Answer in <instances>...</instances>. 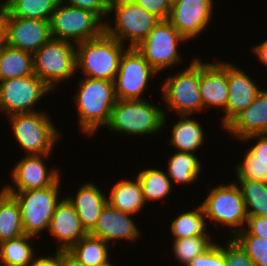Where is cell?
<instances>
[{"instance_id": "obj_18", "label": "cell", "mask_w": 267, "mask_h": 266, "mask_svg": "<svg viewBox=\"0 0 267 266\" xmlns=\"http://www.w3.org/2000/svg\"><path fill=\"white\" fill-rule=\"evenodd\" d=\"M202 62L200 59V95L204 109L226 110L228 101V62Z\"/></svg>"}, {"instance_id": "obj_19", "label": "cell", "mask_w": 267, "mask_h": 266, "mask_svg": "<svg viewBox=\"0 0 267 266\" xmlns=\"http://www.w3.org/2000/svg\"><path fill=\"white\" fill-rule=\"evenodd\" d=\"M132 216L111 207L107 203L94 228L88 234L98 237L110 245L117 244L119 240L135 242L141 233L133 220L134 218H131Z\"/></svg>"}, {"instance_id": "obj_38", "label": "cell", "mask_w": 267, "mask_h": 266, "mask_svg": "<svg viewBox=\"0 0 267 266\" xmlns=\"http://www.w3.org/2000/svg\"><path fill=\"white\" fill-rule=\"evenodd\" d=\"M187 266H226L223 245L215 242L208 250L191 260Z\"/></svg>"}, {"instance_id": "obj_41", "label": "cell", "mask_w": 267, "mask_h": 266, "mask_svg": "<svg viewBox=\"0 0 267 266\" xmlns=\"http://www.w3.org/2000/svg\"><path fill=\"white\" fill-rule=\"evenodd\" d=\"M160 20H168L174 0H133Z\"/></svg>"}, {"instance_id": "obj_30", "label": "cell", "mask_w": 267, "mask_h": 266, "mask_svg": "<svg viewBox=\"0 0 267 266\" xmlns=\"http://www.w3.org/2000/svg\"><path fill=\"white\" fill-rule=\"evenodd\" d=\"M109 246L104 240L87 234L74 244L69 251L84 266H100L110 259Z\"/></svg>"}, {"instance_id": "obj_15", "label": "cell", "mask_w": 267, "mask_h": 266, "mask_svg": "<svg viewBox=\"0 0 267 266\" xmlns=\"http://www.w3.org/2000/svg\"><path fill=\"white\" fill-rule=\"evenodd\" d=\"M51 154L25 155L10 172V191L43 189L52 185L61 175L56 167L48 168L45 159ZM51 169V170H50Z\"/></svg>"}, {"instance_id": "obj_46", "label": "cell", "mask_w": 267, "mask_h": 266, "mask_svg": "<svg viewBox=\"0 0 267 266\" xmlns=\"http://www.w3.org/2000/svg\"><path fill=\"white\" fill-rule=\"evenodd\" d=\"M251 51L257 56L259 62L267 67V39L262 43L254 45Z\"/></svg>"}, {"instance_id": "obj_45", "label": "cell", "mask_w": 267, "mask_h": 266, "mask_svg": "<svg viewBox=\"0 0 267 266\" xmlns=\"http://www.w3.org/2000/svg\"><path fill=\"white\" fill-rule=\"evenodd\" d=\"M61 266H84L69 250H60Z\"/></svg>"}, {"instance_id": "obj_22", "label": "cell", "mask_w": 267, "mask_h": 266, "mask_svg": "<svg viewBox=\"0 0 267 266\" xmlns=\"http://www.w3.org/2000/svg\"><path fill=\"white\" fill-rule=\"evenodd\" d=\"M106 195L107 193L104 194L98 185L88 182L80 186L74 197L67 196L87 233L94 228L102 209L106 206Z\"/></svg>"}, {"instance_id": "obj_43", "label": "cell", "mask_w": 267, "mask_h": 266, "mask_svg": "<svg viewBox=\"0 0 267 266\" xmlns=\"http://www.w3.org/2000/svg\"><path fill=\"white\" fill-rule=\"evenodd\" d=\"M8 18V8L0 7V49L7 45Z\"/></svg>"}, {"instance_id": "obj_2", "label": "cell", "mask_w": 267, "mask_h": 266, "mask_svg": "<svg viewBox=\"0 0 267 266\" xmlns=\"http://www.w3.org/2000/svg\"><path fill=\"white\" fill-rule=\"evenodd\" d=\"M166 118L164 109L149 103L147 99H117L105 127L110 131L134 137L155 135L165 127Z\"/></svg>"}, {"instance_id": "obj_49", "label": "cell", "mask_w": 267, "mask_h": 266, "mask_svg": "<svg viewBox=\"0 0 267 266\" xmlns=\"http://www.w3.org/2000/svg\"><path fill=\"white\" fill-rule=\"evenodd\" d=\"M113 262H111V260L109 259L107 262L103 263L100 266H115L114 264H112Z\"/></svg>"}, {"instance_id": "obj_42", "label": "cell", "mask_w": 267, "mask_h": 266, "mask_svg": "<svg viewBox=\"0 0 267 266\" xmlns=\"http://www.w3.org/2000/svg\"><path fill=\"white\" fill-rule=\"evenodd\" d=\"M244 230L234 236H259L267 239V218L261 216H248Z\"/></svg>"}, {"instance_id": "obj_34", "label": "cell", "mask_w": 267, "mask_h": 266, "mask_svg": "<svg viewBox=\"0 0 267 266\" xmlns=\"http://www.w3.org/2000/svg\"><path fill=\"white\" fill-rule=\"evenodd\" d=\"M211 236H192L182 239H173L172 252L175 260L182 266H187L191 260L208 250L215 241Z\"/></svg>"}, {"instance_id": "obj_44", "label": "cell", "mask_w": 267, "mask_h": 266, "mask_svg": "<svg viewBox=\"0 0 267 266\" xmlns=\"http://www.w3.org/2000/svg\"><path fill=\"white\" fill-rule=\"evenodd\" d=\"M54 255V256H53ZM50 256H35L30 266H61L60 265V250Z\"/></svg>"}, {"instance_id": "obj_32", "label": "cell", "mask_w": 267, "mask_h": 266, "mask_svg": "<svg viewBox=\"0 0 267 266\" xmlns=\"http://www.w3.org/2000/svg\"><path fill=\"white\" fill-rule=\"evenodd\" d=\"M23 235L20 206L10 195L0 206V243Z\"/></svg>"}, {"instance_id": "obj_12", "label": "cell", "mask_w": 267, "mask_h": 266, "mask_svg": "<svg viewBox=\"0 0 267 266\" xmlns=\"http://www.w3.org/2000/svg\"><path fill=\"white\" fill-rule=\"evenodd\" d=\"M53 92L36 74L0 81V112L10 116L37 112L42 97ZM3 112V113H2Z\"/></svg>"}, {"instance_id": "obj_26", "label": "cell", "mask_w": 267, "mask_h": 266, "mask_svg": "<svg viewBox=\"0 0 267 266\" xmlns=\"http://www.w3.org/2000/svg\"><path fill=\"white\" fill-rule=\"evenodd\" d=\"M32 74L33 54L9 45L0 49V81Z\"/></svg>"}, {"instance_id": "obj_7", "label": "cell", "mask_w": 267, "mask_h": 266, "mask_svg": "<svg viewBox=\"0 0 267 266\" xmlns=\"http://www.w3.org/2000/svg\"><path fill=\"white\" fill-rule=\"evenodd\" d=\"M7 118L12 135L25 155L51 154L62 134L44 111L18 113Z\"/></svg>"}, {"instance_id": "obj_39", "label": "cell", "mask_w": 267, "mask_h": 266, "mask_svg": "<svg viewBox=\"0 0 267 266\" xmlns=\"http://www.w3.org/2000/svg\"><path fill=\"white\" fill-rule=\"evenodd\" d=\"M63 3L95 13L104 23L109 16L110 0H60ZM106 16V17H105ZM105 17V18H104ZM104 19V20H103Z\"/></svg>"}, {"instance_id": "obj_11", "label": "cell", "mask_w": 267, "mask_h": 266, "mask_svg": "<svg viewBox=\"0 0 267 266\" xmlns=\"http://www.w3.org/2000/svg\"><path fill=\"white\" fill-rule=\"evenodd\" d=\"M186 41L168 20H160L147 38L135 48L156 72L161 73L180 65L183 58L179 45Z\"/></svg>"}, {"instance_id": "obj_33", "label": "cell", "mask_w": 267, "mask_h": 266, "mask_svg": "<svg viewBox=\"0 0 267 266\" xmlns=\"http://www.w3.org/2000/svg\"><path fill=\"white\" fill-rule=\"evenodd\" d=\"M60 0H14L7 8L13 17L50 21Z\"/></svg>"}, {"instance_id": "obj_40", "label": "cell", "mask_w": 267, "mask_h": 266, "mask_svg": "<svg viewBox=\"0 0 267 266\" xmlns=\"http://www.w3.org/2000/svg\"><path fill=\"white\" fill-rule=\"evenodd\" d=\"M253 139L256 140V143L246 149L243 159L267 162V134L252 135L241 141L249 142Z\"/></svg>"}, {"instance_id": "obj_14", "label": "cell", "mask_w": 267, "mask_h": 266, "mask_svg": "<svg viewBox=\"0 0 267 266\" xmlns=\"http://www.w3.org/2000/svg\"><path fill=\"white\" fill-rule=\"evenodd\" d=\"M213 0H174L168 21L187 40L207 31L214 10Z\"/></svg>"}, {"instance_id": "obj_35", "label": "cell", "mask_w": 267, "mask_h": 266, "mask_svg": "<svg viewBox=\"0 0 267 266\" xmlns=\"http://www.w3.org/2000/svg\"><path fill=\"white\" fill-rule=\"evenodd\" d=\"M253 260L256 266H267V239L259 236L232 237Z\"/></svg>"}, {"instance_id": "obj_48", "label": "cell", "mask_w": 267, "mask_h": 266, "mask_svg": "<svg viewBox=\"0 0 267 266\" xmlns=\"http://www.w3.org/2000/svg\"><path fill=\"white\" fill-rule=\"evenodd\" d=\"M14 0H5L0 2V7L7 8Z\"/></svg>"}, {"instance_id": "obj_37", "label": "cell", "mask_w": 267, "mask_h": 266, "mask_svg": "<svg viewBox=\"0 0 267 266\" xmlns=\"http://www.w3.org/2000/svg\"><path fill=\"white\" fill-rule=\"evenodd\" d=\"M229 238L226 247L223 246L226 266H256L242 247L233 238Z\"/></svg>"}, {"instance_id": "obj_16", "label": "cell", "mask_w": 267, "mask_h": 266, "mask_svg": "<svg viewBox=\"0 0 267 266\" xmlns=\"http://www.w3.org/2000/svg\"><path fill=\"white\" fill-rule=\"evenodd\" d=\"M249 77L248 73L232 63H228V101L222 117L221 127L224 129L239 113L253 103L262 91Z\"/></svg>"}, {"instance_id": "obj_1", "label": "cell", "mask_w": 267, "mask_h": 266, "mask_svg": "<svg viewBox=\"0 0 267 266\" xmlns=\"http://www.w3.org/2000/svg\"><path fill=\"white\" fill-rule=\"evenodd\" d=\"M73 98L80 131L92 136L109 122L112 108L117 101L115 83L83 77L78 80V90Z\"/></svg>"}, {"instance_id": "obj_36", "label": "cell", "mask_w": 267, "mask_h": 266, "mask_svg": "<svg viewBox=\"0 0 267 266\" xmlns=\"http://www.w3.org/2000/svg\"><path fill=\"white\" fill-rule=\"evenodd\" d=\"M237 179H247L267 183V162L243 159L234 168Z\"/></svg>"}, {"instance_id": "obj_3", "label": "cell", "mask_w": 267, "mask_h": 266, "mask_svg": "<svg viewBox=\"0 0 267 266\" xmlns=\"http://www.w3.org/2000/svg\"><path fill=\"white\" fill-rule=\"evenodd\" d=\"M127 48L104 31L97 38L76 44V69H81L84 77L114 82Z\"/></svg>"}, {"instance_id": "obj_6", "label": "cell", "mask_w": 267, "mask_h": 266, "mask_svg": "<svg viewBox=\"0 0 267 266\" xmlns=\"http://www.w3.org/2000/svg\"><path fill=\"white\" fill-rule=\"evenodd\" d=\"M222 184L210 187L209 194L201 202V206L208 220L216 226L215 229L218 230V224L227 227L232 238L246 226V205L237 183L233 181Z\"/></svg>"}, {"instance_id": "obj_47", "label": "cell", "mask_w": 267, "mask_h": 266, "mask_svg": "<svg viewBox=\"0 0 267 266\" xmlns=\"http://www.w3.org/2000/svg\"><path fill=\"white\" fill-rule=\"evenodd\" d=\"M11 195L9 186L6 184L0 190V206Z\"/></svg>"}, {"instance_id": "obj_28", "label": "cell", "mask_w": 267, "mask_h": 266, "mask_svg": "<svg viewBox=\"0 0 267 266\" xmlns=\"http://www.w3.org/2000/svg\"><path fill=\"white\" fill-rule=\"evenodd\" d=\"M34 238L24 234L16 239L0 243V264L30 266L36 256V249L33 244H30L35 241Z\"/></svg>"}, {"instance_id": "obj_20", "label": "cell", "mask_w": 267, "mask_h": 266, "mask_svg": "<svg viewBox=\"0 0 267 266\" xmlns=\"http://www.w3.org/2000/svg\"><path fill=\"white\" fill-rule=\"evenodd\" d=\"M49 234L58 240L56 250H69L88 233L83 228L72 203L64 197L56 205L48 228ZM57 239V240H56Z\"/></svg>"}, {"instance_id": "obj_24", "label": "cell", "mask_w": 267, "mask_h": 266, "mask_svg": "<svg viewBox=\"0 0 267 266\" xmlns=\"http://www.w3.org/2000/svg\"><path fill=\"white\" fill-rule=\"evenodd\" d=\"M179 120L172 126L170 140L171 146L177 152L193 153L204 144L205 131L202 124L194 120L190 115H179ZM190 117V118H189Z\"/></svg>"}, {"instance_id": "obj_21", "label": "cell", "mask_w": 267, "mask_h": 266, "mask_svg": "<svg viewBox=\"0 0 267 266\" xmlns=\"http://www.w3.org/2000/svg\"><path fill=\"white\" fill-rule=\"evenodd\" d=\"M223 131L243 140L252 135L267 134V90H262L255 101L239 113Z\"/></svg>"}, {"instance_id": "obj_13", "label": "cell", "mask_w": 267, "mask_h": 266, "mask_svg": "<svg viewBox=\"0 0 267 266\" xmlns=\"http://www.w3.org/2000/svg\"><path fill=\"white\" fill-rule=\"evenodd\" d=\"M158 74L136 48H127L121 56L114 81L116 98L122 100L145 99L143 92L149 88V80Z\"/></svg>"}, {"instance_id": "obj_8", "label": "cell", "mask_w": 267, "mask_h": 266, "mask_svg": "<svg viewBox=\"0 0 267 266\" xmlns=\"http://www.w3.org/2000/svg\"><path fill=\"white\" fill-rule=\"evenodd\" d=\"M161 85L166 110L179 115H192L204 110L200 95V59L195 57L185 70L169 75Z\"/></svg>"}, {"instance_id": "obj_31", "label": "cell", "mask_w": 267, "mask_h": 266, "mask_svg": "<svg viewBox=\"0 0 267 266\" xmlns=\"http://www.w3.org/2000/svg\"><path fill=\"white\" fill-rule=\"evenodd\" d=\"M238 187L246 205L247 216L267 218V183L238 179Z\"/></svg>"}, {"instance_id": "obj_5", "label": "cell", "mask_w": 267, "mask_h": 266, "mask_svg": "<svg viewBox=\"0 0 267 266\" xmlns=\"http://www.w3.org/2000/svg\"><path fill=\"white\" fill-rule=\"evenodd\" d=\"M33 70L52 91L74 77L76 69V44L51 38L33 54Z\"/></svg>"}, {"instance_id": "obj_25", "label": "cell", "mask_w": 267, "mask_h": 266, "mask_svg": "<svg viewBox=\"0 0 267 266\" xmlns=\"http://www.w3.org/2000/svg\"><path fill=\"white\" fill-rule=\"evenodd\" d=\"M168 159L166 175L172 184L188 185L198 181L199 175L203 170L198 155L186 152H176Z\"/></svg>"}, {"instance_id": "obj_23", "label": "cell", "mask_w": 267, "mask_h": 266, "mask_svg": "<svg viewBox=\"0 0 267 266\" xmlns=\"http://www.w3.org/2000/svg\"><path fill=\"white\" fill-rule=\"evenodd\" d=\"M108 195L107 203L111 207L133 216L140 213L146 204L142 187L137 177L116 182L114 186L112 185Z\"/></svg>"}, {"instance_id": "obj_4", "label": "cell", "mask_w": 267, "mask_h": 266, "mask_svg": "<svg viewBox=\"0 0 267 266\" xmlns=\"http://www.w3.org/2000/svg\"><path fill=\"white\" fill-rule=\"evenodd\" d=\"M112 12L114 22H105V32L122 44L128 40V48L137 47L160 21L133 0H110L109 16Z\"/></svg>"}, {"instance_id": "obj_10", "label": "cell", "mask_w": 267, "mask_h": 266, "mask_svg": "<svg viewBox=\"0 0 267 266\" xmlns=\"http://www.w3.org/2000/svg\"><path fill=\"white\" fill-rule=\"evenodd\" d=\"M51 36L78 44L99 37L105 23L92 11L59 2L50 19Z\"/></svg>"}, {"instance_id": "obj_17", "label": "cell", "mask_w": 267, "mask_h": 266, "mask_svg": "<svg viewBox=\"0 0 267 266\" xmlns=\"http://www.w3.org/2000/svg\"><path fill=\"white\" fill-rule=\"evenodd\" d=\"M51 38L50 21L13 17L9 14L7 45L34 54Z\"/></svg>"}, {"instance_id": "obj_9", "label": "cell", "mask_w": 267, "mask_h": 266, "mask_svg": "<svg viewBox=\"0 0 267 266\" xmlns=\"http://www.w3.org/2000/svg\"><path fill=\"white\" fill-rule=\"evenodd\" d=\"M61 176L43 189L10 191L21 210L24 234L39 239L42 231H48L56 205L60 201Z\"/></svg>"}, {"instance_id": "obj_27", "label": "cell", "mask_w": 267, "mask_h": 266, "mask_svg": "<svg viewBox=\"0 0 267 266\" xmlns=\"http://www.w3.org/2000/svg\"><path fill=\"white\" fill-rule=\"evenodd\" d=\"M208 218L205 215L203 208L200 205L198 207L184 211L180 213L171 222V234L174 236L173 239H182L192 236H210L207 232Z\"/></svg>"}, {"instance_id": "obj_29", "label": "cell", "mask_w": 267, "mask_h": 266, "mask_svg": "<svg viewBox=\"0 0 267 266\" xmlns=\"http://www.w3.org/2000/svg\"><path fill=\"white\" fill-rule=\"evenodd\" d=\"M135 176L140 181L146 203L163 200L172 192L173 184L166 172L160 168L149 166V168L137 172Z\"/></svg>"}]
</instances>
